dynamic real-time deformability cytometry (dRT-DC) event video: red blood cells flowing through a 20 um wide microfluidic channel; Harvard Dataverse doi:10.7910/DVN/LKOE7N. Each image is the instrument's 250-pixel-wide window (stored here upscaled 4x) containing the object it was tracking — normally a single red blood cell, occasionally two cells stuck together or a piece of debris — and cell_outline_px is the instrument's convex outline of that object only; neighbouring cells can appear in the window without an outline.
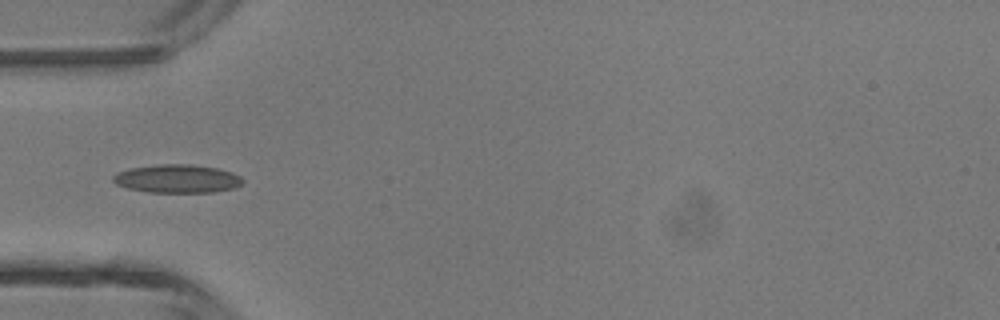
{"species": "common noctule bat (a hibernating species)", "species_latin": "Nyctalus noctula", "temperature_condition": "room temperature", "stored_images_in_passage": 5, "camera_frame_rate_fps": 3000, "um_per_image_px": 0.085, "animal": {"sex": "male", "body_mass_g": 13.3}, "frame": {"image": 1, "passage_image": 4, "time_ms": 1.0, "image_size_px": [1000, 320], "cell_outline_px": [[244, 180], [236, 188], [212, 192], [148, 192], [128, 188], [116, 184], [112, 180], [112, 176], [116, 172], [132, 168], [160, 164], [188, 164], [216, 168], [232, 172], [240, 176]], "centroid_in_image_um": [15.06, 15.19], "position_along_channel_um": 69.9, "area_um2": 21.33}}
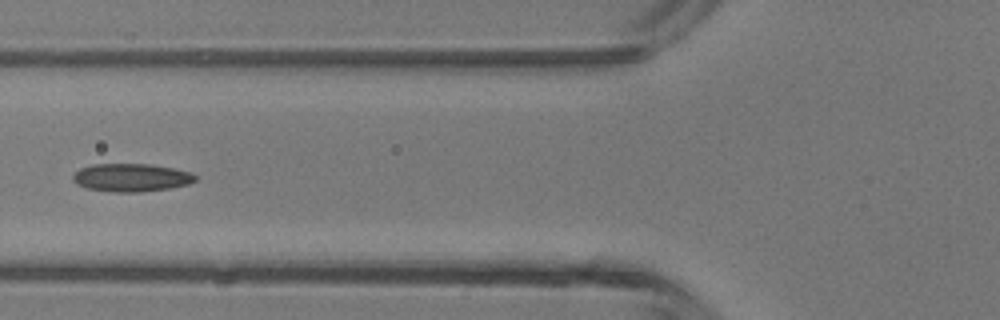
{"frame": {"image": 2, "passage_image": 5, "time_ms": 1.333, "image_size_px": [1000, 320], "cell_outline_px": [[196, 180], [188, 184], [172, 188], [140, 192], [112, 192], [88, 188], [76, 184], [72, 180], [72, 176], [80, 168], [92, 164], [152, 164], [192, 172], [196, 176]], "centroid_in_image_um": [11.16, 15.09], "position_along_channel_um": 114.6, "area_um2": 20.11}}